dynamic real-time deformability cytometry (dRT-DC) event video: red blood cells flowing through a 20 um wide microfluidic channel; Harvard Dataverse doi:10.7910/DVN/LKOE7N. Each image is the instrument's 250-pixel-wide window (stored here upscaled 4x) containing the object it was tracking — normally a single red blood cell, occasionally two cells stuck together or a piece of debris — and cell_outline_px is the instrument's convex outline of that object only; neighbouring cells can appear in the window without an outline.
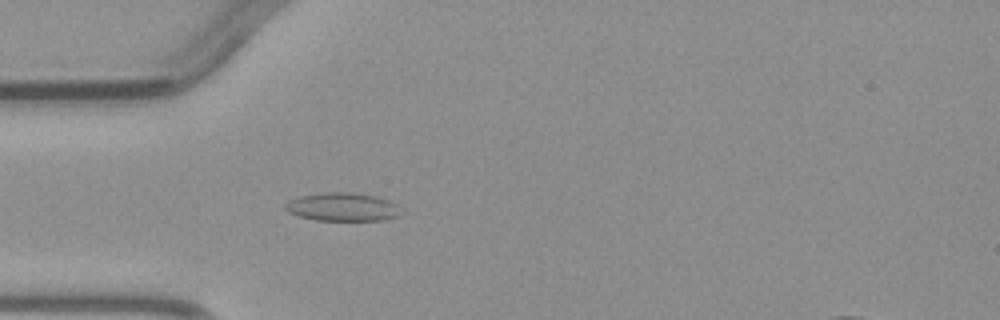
{"species": "common noctule bat (a hibernating species)", "species_latin": "Nyctalus noctula", "temperature_condition": "warm", "stored_images_in_passage": 3, "camera_frame_rate_fps": 3000, "um_per_image_px": 0.085, "animal": {"sex": "male", "body_mass_g": 23.1, "forearm_length_mm": 52.7}, "frame": {"image": 1, "passage_image": 3, "time_ms": 3.0, "image_size_px": [1000, 320], "cell_outline_px": [[400, 216], [384, 220], [316, 220], [296, 216], [288, 212], [284, 208], [284, 204], [288, 200], [300, 196], [324, 192], [352, 192], [376, 196], [388, 200], [396, 204]], "centroid_in_image_um": [29.06, 17.59], "position_along_channel_um": 55.9, "area_um2": 19.19}}